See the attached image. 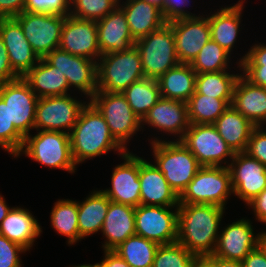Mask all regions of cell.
I'll use <instances>...</instances> for the list:
<instances>
[{"label": "cell", "mask_w": 266, "mask_h": 267, "mask_svg": "<svg viewBox=\"0 0 266 267\" xmlns=\"http://www.w3.org/2000/svg\"><path fill=\"white\" fill-rule=\"evenodd\" d=\"M225 210L212 204H179L177 242L198 258L212 255Z\"/></svg>", "instance_id": "obj_1"}, {"label": "cell", "mask_w": 266, "mask_h": 267, "mask_svg": "<svg viewBox=\"0 0 266 267\" xmlns=\"http://www.w3.org/2000/svg\"><path fill=\"white\" fill-rule=\"evenodd\" d=\"M71 153L76 165L97 156L117 151L127 152L112 136L103 115L88 101L81 109L76 124L69 133Z\"/></svg>", "instance_id": "obj_2"}, {"label": "cell", "mask_w": 266, "mask_h": 267, "mask_svg": "<svg viewBox=\"0 0 266 267\" xmlns=\"http://www.w3.org/2000/svg\"><path fill=\"white\" fill-rule=\"evenodd\" d=\"M150 141L154 164L179 197L202 166L180 141L162 140L158 137L151 138Z\"/></svg>", "instance_id": "obj_3"}, {"label": "cell", "mask_w": 266, "mask_h": 267, "mask_svg": "<svg viewBox=\"0 0 266 267\" xmlns=\"http://www.w3.org/2000/svg\"><path fill=\"white\" fill-rule=\"evenodd\" d=\"M98 91L122 93L133 83L142 80L141 56L136 45L124 51L106 53L97 61Z\"/></svg>", "instance_id": "obj_4"}, {"label": "cell", "mask_w": 266, "mask_h": 267, "mask_svg": "<svg viewBox=\"0 0 266 267\" xmlns=\"http://www.w3.org/2000/svg\"><path fill=\"white\" fill-rule=\"evenodd\" d=\"M22 154L49 169L58 168L71 174L77 170L72 158L68 133L41 130L34 136L29 134L24 138L23 146L16 158Z\"/></svg>", "instance_id": "obj_5"}, {"label": "cell", "mask_w": 266, "mask_h": 267, "mask_svg": "<svg viewBox=\"0 0 266 267\" xmlns=\"http://www.w3.org/2000/svg\"><path fill=\"white\" fill-rule=\"evenodd\" d=\"M231 194L228 167L202 166L179 196V204H212L225 209Z\"/></svg>", "instance_id": "obj_6"}, {"label": "cell", "mask_w": 266, "mask_h": 267, "mask_svg": "<svg viewBox=\"0 0 266 267\" xmlns=\"http://www.w3.org/2000/svg\"><path fill=\"white\" fill-rule=\"evenodd\" d=\"M141 56L144 77L157 80L169 69L180 64L172 27L166 23L160 29L135 41Z\"/></svg>", "instance_id": "obj_7"}, {"label": "cell", "mask_w": 266, "mask_h": 267, "mask_svg": "<svg viewBox=\"0 0 266 267\" xmlns=\"http://www.w3.org/2000/svg\"><path fill=\"white\" fill-rule=\"evenodd\" d=\"M103 115L113 138L126 150L127 143L141 128V120L132 111L122 93L97 91L89 100Z\"/></svg>", "instance_id": "obj_8"}, {"label": "cell", "mask_w": 266, "mask_h": 267, "mask_svg": "<svg viewBox=\"0 0 266 267\" xmlns=\"http://www.w3.org/2000/svg\"><path fill=\"white\" fill-rule=\"evenodd\" d=\"M180 142L201 166L228 167L235 155L213 124H190Z\"/></svg>", "instance_id": "obj_9"}, {"label": "cell", "mask_w": 266, "mask_h": 267, "mask_svg": "<svg viewBox=\"0 0 266 267\" xmlns=\"http://www.w3.org/2000/svg\"><path fill=\"white\" fill-rule=\"evenodd\" d=\"M87 102H82L72 97L71 94L39 98L36 105L34 129L69 134Z\"/></svg>", "instance_id": "obj_10"}, {"label": "cell", "mask_w": 266, "mask_h": 267, "mask_svg": "<svg viewBox=\"0 0 266 267\" xmlns=\"http://www.w3.org/2000/svg\"><path fill=\"white\" fill-rule=\"evenodd\" d=\"M66 16L22 12L14 19L22 27L25 38L39 58L59 47Z\"/></svg>", "instance_id": "obj_11"}, {"label": "cell", "mask_w": 266, "mask_h": 267, "mask_svg": "<svg viewBox=\"0 0 266 267\" xmlns=\"http://www.w3.org/2000/svg\"><path fill=\"white\" fill-rule=\"evenodd\" d=\"M177 223L178 207L141 204L135 207L136 235L159 245L177 242Z\"/></svg>", "instance_id": "obj_12"}, {"label": "cell", "mask_w": 266, "mask_h": 267, "mask_svg": "<svg viewBox=\"0 0 266 267\" xmlns=\"http://www.w3.org/2000/svg\"><path fill=\"white\" fill-rule=\"evenodd\" d=\"M44 59L57 68L67 79L70 89L83 93L89 101L98 91L97 62L72 55L59 48L47 54Z\"/></svg>", "instance_id": "obj_13"}, {"label": "cell", "mask_w": 266, "mask_h": 267, "mask_svg": "<svg viewBox=\"0 0 266 267\" xmlns=\"http://www.w3.org/2000/svg\"><path fill=\"white\" fill-rule=\"evenodd\" d=\"M0 97L9 107V121L15 129L25 138L34 129L37 95L31 90L29 84L23 79L1 83Z\"/></svg>", "instance_id": "obj_14"}, {"label": "cell", "mask_w": 266, "mask_h": 267, "mask_svg": "<svg viewBox=\"0 0 266 267\" xmlns=\"http://www.w3.org/2000/svg\"><path fill=\"white\" fill-rule=\"evenodd\" d=\"M229 161L233 195L247 205L266 188V166L245 152Z\"/></svg>", "instance_id": "obj_15"}, {"label": "cell", "mask_w": 266, "mask_h": 267, "mask_svg": "<svg viewBox=\"0 0 266 267\" xmlns=\"http://www.w3.org/2000/svg\"><path fill=\"white\" fill-rule=\"evenodd\" d=\"M58 48L97 62L101 56L97 22L72 15L66 16Z\"/></svg>", "instance_id": "obj_16"}, {"label": "cell", "mask_w": 266, "mask_h": 267, "mask_svg": "<svg viewBox=\"0 0 266 267\" xmlns=\"http://www.w3.org/2000/svg\"><path fill=\"white\" fill-rule=\"evenodd\" d=\"M124 163L113 168L111 188L101 191L110 201L133 207L140 205L139 156L125 152L120 156Z\"/></svg>", "instance_id": "obj_17"}, {"label": "cell", "mask_w": 266, "mask_h": 267, "mask_svg": "<svg viewBox=\"0 0 266 267\" xmlns=\"http://www.w3.org/2000/svg\"><path fill=\"white\" fill-rule=\"evenodd\" d=\"M253 229L252 222L246 218L224 226L218 235L213 255L226 260L242 261L259 245L261 233L255 234Z\"/></svg>", "instance_id": "obj_18"}, {"label": "cell", "mask_w": 266, "mask_h": 267, "mask_svg": "<svg viewBox=\"0 0 266 267\" xmlns=\"http://www.w3.org/2000/svg\"><path fill=\"white\" fill-rule=\"evenodd\" d=\"M168 24L173 30L179 62L190 64L211 39L207 14L206 17L204 15L198 18H182Z\"/></svg>", "instance_id": "obj_19"}, {"label": "cell", "mask_w": 266, "mask_h": 267, "mask_svg": "<svg viewBox=\"0 0 266 267\" xmlns=\"http://www.w3.org/2000/svg\"><path fill=\"white\" fill-rule=\"evenodd\" d=\"M149 125L155 130L163 131L170 136L173 135L180 141L189 128L188 105L180 100L161 97L158 102L148 111L141 120V128Z\"/></svg>", "instance_id": "obj_20"}, {"label": "cell", "mask_w": 266, "mask_h": 267, "mask_svg": "<svg viewBox=\"0 0 266 267\" xmlns=\"http://www.w3.org/2000/svg\"><path fill=\"white\" fill-rule=\"evenodd\" d=\"M0 35L8 51L13 72L22 78L40 60L14 18H0Z\"/></svg>", "instance_id": "obj_21"}, {"label": "cell", "mask_w": 266, "mask_h": 267, "mask_svg": "<svg viewBox=\"0 0 266 267\" xmlns=\"http://www.w3.org/2000/svg\"><path fill=\"white\" fill-rule=\"evenodd\" d=\"M140 204L178 207L179 197L152 162L139 157Z\"/></svg>", "instance_id": "obj_22"}, {"label": "cell", "mask_w": 266, "mask_h": 267, "mask_svg": "<svg viewBox=\"0 0 266 267\" xmlns=\"http://www.w3.org/2000/svg\"><path fill=\"white\" fill-rule=\"evenodd\" d=\"M231 106L255 127L266 124V88L251 84L242 75L234 85Z\"/></svg>", "instance_id": "obj_23"}, {"label": "cell", "mask_w": 266, "mask_h": 267, "mask_svg": "<svg viewBox=\"0 0 266 267\" xmlns=\"http://www.w3.org/2000/svg\"><path fill=\"white\" fill-rule=\"evenodd\" d=\"M96 22L101 55L124 51L135 45L126 16L119 6Z\"/></svg>", "instance_id": "obj_24"}, {"label": "cell", "mask_w": 266, "mask_h": 267, "mask_svg": "<svg viewBox=\"0 0 266 267\" xmlns=\"http://www.w3.org/2000/svg\"><path fill=\"white\" fill-rule=\"evenodd\" d=\"M101 233L105 236L103 251L114 250L135 235V207L110 201Z\"/></svg>", "instance_id": "obj_25"}, {"label": "cell", "mask_w": 266, "mask_h": 267, "mask_svg": "<svg viewBox=\"0 0 266 267\" xmlns=\"http://www.w3.org/2000/svg\"><path fill=\"white\" fill-rule=\"evenodd\" d=\"M245 0L234 5L221 7L214 14H208L211 40L217 42L230 55L240 34L241 16Z\"/></svg>", "instance_id": "obj_26"}, {"label": "cell", "mask_w": 266, "mask_h": 267, "mask_svg": "<svg viewBox=\"0 0 266 267\" xmlns=\"http://www.w3.org/2000/svg\"><path fill=\"white\" fill-rule=\"evenodd\" d=\"M41 234L42 227L38 220L27 208L21 206L12 207L0 224V235L19 244L27 251H30Z\"/></svg>", "instance_id": "obj_27"}, {"label": "cell", "mask_w": 266, "mask_h": 267, "mask_svg": "<svg viewBox=\"0 0 266 267\" xmlns=\"http://www.w3.org/2000/svg\"><path fill=\"white\" fill-rule=\"evenodd\" d=\"M118 6L123 10L132 38L138 39L149 35L167 22L161 10L142 0H119Z\"/></svg>", "instance_id": "obj_28"}, {"label": "cell", "mask_w": 266, "mask_h": 267, "mask_svg": "<svg viewBox=\"0 0 266 267\" xmlns=\"http://www.w3.org/2000/svg\"><path fill=\"white\" fill-rule=\"evenodd\" d=\"M22 78L38 98L70 94L68 92L71 89L66 77L44 58H40L38 63Z\"/></svg>", "instance_id": "obj_29"}, {"label": "cell", "mask_w": 266, "mask_h": 267, "mask_svg": "<svg viewBox=\"0 0 266 267\" xmlns=\"http://www.w3.org/2000/svg\"><path fill=\"white\" fill-rule=\"evenodd\" d=\"M219 135L234 153L245 152L255 126L230 106L214 123Z\"/></svg>", "instance_id": "obj_30"}, {"label": "cell", "mask_w": 266, "mask_h": 267, "mask_svg": "<svg viewBox=\"0 0 266 267\" xmlns=\"http://www.w3.org/2000/svg\"><path fill=\"white\" fill-rule=\"evenodd\" d=\"M84 199L82 202L78 201L77 221L80 241L102 230L110 203L108 197L101 190L91 191Z\"/></svg>", "instance_id": "obj_31"}, {"label": "cell", "mask_w": 266, "mask_h": 267, "mask_svg": "<svg viewBox=\"0 0 266 267\" xmlns=\"http://www.w3.org/2000/svg\"><path fill=\"white\" fill-rule=\"evenodd\" d=\"M196 76L190 64L180 63L169 69L157 79L161 97L187 103L195 92Z\"/></svg>", "instance_id": "obj_32"}, {"label": "cell", "mask_w": 266, "mask_h": 267, "mask_svg": "<svg viewBox=\"0 0 266 267\" xmlns=\"http://www.w3.org/2000/svg\"><path fill=\"white\" fill-rule=\"evenodd\" d=\"M52 208L51 227L58 234L68 238V245L76 244L79 241L78 201L59 199Z\"/></svg>", "instance_id": "obj_33"}, {"label": "cell", "mask_w": 266, "mask_h": 267, "mask_svg": "<svg viewBox=\"0 0 266 267\" xmlns=\"http://www.w3.org/2000/svg\"><path fill=\"white\" fill-rule=\"evenodd\" d=\"M122 94L140 120L161 98L158 81L149 78L133 83Z\"/></svg>", "instance_id": "obj_34"}, {"label": "cell", "mask_w": 266, "mask_h": 267, "mask_svg": "<svg viewBox=\"0 0 266 267\" xmlns=\"http://www.w3.org/2000/svg\"><path fill=\"white\" fill-rule=\"evenodd\" d=\"M232 99H214L196 91L187 102L190 124H213L230 106Z\"/></svg>", "instance_id": "obj_35"}, {"label": "cell", "mask_w": 266, "mask_h": 267, "mask_svg": "<svg viewBox=\"0 0 266 267\" xmlns=\"http://www.w3.org/2000/svg\"><path fill=\"white\" fill-rule=\"evenodd\" d=\"M158 247V243L135 234L127 238L113 251L123 258L130 267H152Z\"/></svg>", "instance_id": "obj_36"}, {"label": "cell", "mask_w": 266, "mask_h": 267, "mask_svg": "<svg viewBox=\"0 0 266 267\" xmlns=\"http://www.w3.org/2000/svg\"><path fill=\"white\" fill-rule=\"evenodd\" d=\"M240 75L230 73V70L197 74L195 91L214 99H232L234 85Z\"/></svg>", "instance_id": "obj_37"}, {"label": "cell", "mask_w": 266, "mask_h": 267, "mask_svg": "<svg viewBox=\"0 0 266 267\" xmlns=\"http://www.w3.org/2000/svg\"><path fill=\"white\" fill-rule=\"evenodd\" d=\"M231 55L217 42L209 40L190 63L196 74L228 71Z\"/></svg>", "instance_id": "obj_38"}, {"label": "cell", "mask_w": 266, "mask_h": 267, "mask_svg": "<svg viewBox=\"0 0 266 267\" xmlns=\"http://www.w3.org/2000/svg\"><path fill=\"white\" fill-rule=\"evenodd\" d=\"M237 68L240 74L251 84L266 88V44H254L249 51L242 56ZM241 71H243L241 73Z\"/></svg>", "instance_id": "obj_39"}, {"label": "cell", "mask_w": 266, "mask_h": 267, "mask_svg": "<svg viewBox=\"0 0 266 267\" xmlns=\"http://www.w3.org/2000/svg\"><path fill=\"white\" fill-rule=\"evenodd\" d=\"M198 257L178 242L159 245L152 267H192Z\"/></svg>", "instance_id": "obj_40"}, {"label": "cell", "mask_w": 266, "mask_h": 267, "mask_svg": "<svg viewBox=\"0 0 266 267\" xmlns=\"http://www.w3.org/2000/svg\"><path fill=\"white\" fill-rule=\"evenodd\" d=\"M119 0H71L70 15L87 20H100L118 6Z\"/></svg>", "instance_id": "obj_41"}, {"label": "cell", "mask_w": 266, "mask_h": 267, "mask_svg": "<svg viewBox=\"0 0 266 267\" xmlns=\"http://www.w3.org/2000/svg\"><path fill=\"white\" fill-rule=\"evenodd\" d=\"M24 143V137L9 121V107L0 97V148L16 157Z\"/></svg>", "instance_id": "obj_42"}, {"label": "cell", "mask_w": 266, "mask_h": 267, "mask_svg": "<svg viewBox=\"0 0 266 267\" xmlns=\"http://www.w3.org/2000/svg\"><path fill=\"white\" fill-rule=\"evenodd\" d=\"M71 0H26L24 11L29 13L69 16Z\"/></svg>", "instance_id": "obj_43"}, {"label": "cell", "mask_w": 266, "mask_h": 267, "mask_svg": "<svg viewBox=\"0 0 266 267\" xmlns=\"http://www.w3.org/2000/svg\"><path fill=\"white\" fill-rule=\"evenodd\" d=\"M26 249L0 235V267H22L20 254Z\"/></svg>", "instance_id": "obj_44"}, {"label": "cell", "mask_w": 266, "mask_h": 267, "mask_svg": "<svg viewBox=\"0 0 266 267\" xmlns=\"http://www.w3.org/2000/svg\"><path fill=\"white\" fill-rule=\"evenodd\" d=\"M245 153L266 166V129L263 126L252 130Z\"/></svg>", "instance_id": "obj_45"}, {"label": "cell", "mask_w": 266, "mask_h": 267, "mask_svg": "<svg viewBox=\"0 0 266 267\" xmlns=\"http://www.w3.org/2000/svg\"><path fill=\"white\" fill-rule=\"evenodd\" d=\"M190 0H163V17L165 21L171 22L173 20L182 19V18H198L202 15H196L188 10H185L188 6ZM190 6V5H189Z\"/></svg>", "instance_id": "obj_46"}, {"label": "cell", "mask_w": 266, "mask_h": 267, "mask_svg": "<svg viewBox=\"0 0 266 267\" xmlns=\"http://www.w3.org/2000/svg\"><path fill=\"white\" fill-rule=\"evenodd\" d=\"M19 77L13 72L9 62L8 51L0 35V84L10 82Z\"/></svg>", "instance_id": "obj_47"}, {"label": "cell", "mask_w": 266, "mask_h": 267, "mask_svg": "<svg viewBox=\"0 0 266 267\" xmlns=\"http://www.w3.org/2000/svg\"><path fill=\"white\" fill-rule=\"evenodd\" d=\"M26 0H0V18H14L24 12Z\"/></svg>", "instance_id": "obj_48"}, {"label": "cell", "mask_w": 266, "mask_h": 267, "mask_svg": "<svg viewBox=\"0 0 266 267\" xmlns=\"http://www.w3.org/2000/svg\"><path fill=\"white\" fill-rule=\"evenodd\" d=\"M247 206L252 208L255 219L258 222H262L266 218V188L258 194L253 200H251Z\"/></svg>", "instance_id": "obj_49"}, {"label": "cell", "mask_w": 266, "mask_h": 267, "mask_svg": "<svg viewBox=\"0 0 266 267\" xmlns=\"http://www.w3.org/2000/svg\"><path fill=\"white\" fill-rule=\"evenodd\" d=\"M241 262L243 267H266V254L258 245Z\"/></svg>", "instance_id": "obj_50"}, {"label": "cell", "mask_w": 266, "mask_h": 267, "mask_svg": "<svg viewBox=\"0 0 266 267\" xmlns=\"http://www.w3.org/2000/svg\"><path fill=\"white\" fill-rule=\"evenodd\" d=\"M101 267H130V265L113 250H104Z\"/></svg>", "instance_id": "obj_51"}, {"label": "cell", "mask_w": 266, "mask_h": 267, "mask_svg": "<svg viewBox=\"0 0 266 267\" xmlns=\"http://www.w3.org/2000/svg\"><path fill=\"white\" fill-rule=\"evenodd\" d=\"M203 259L211 266V267H243L241 261L237 260H226L220 257L212 255H208L203 257Z\"/></svg>", "instance_id": "obj_52"}, {"label": "cell", "mask_w": 266, "mask_h": 267, "mask_svg": "<svg viewBox=\"0 0 266 267\" xmlns=\"http://www.w3.org/2000/svg\"><path fill=\"white\" fill-rule=\"evenodd\" d=\"M12 207L7 205L5 198L0 194V224L3 219L7 216L8 212L11 210Z\"/></svg>", "instance_id": "obj_53"}, {"label": "cell", "mask_w": 266, "mask_h": 267, "mask_svg": "<svg viewBox=\"0 0 266 267\" xmlns=\"http://www.w3.org/2000/svg\"><path fill=\"white\" fill-rule=\"evenodd\" d=\"M142 1H145L149 4H153L154 6L158 7L163 15V0H142Z\"/></svg>", "instance_id": "obj_54"}, {"label": "cell", "mask_w": 266, "mask_h": 267, "mask_svg": "<svg viewBox=\"0 0 266 267\" xmlns=\"http://www.w3.org/2000/svg\"><path fill=\"white\" fill-rule=\"evenodd\" d=\"M259 246L263 249V251L266 254V232L260 234Z\"/></svg>", "instance_id": "obj_55"}, {"label": "cell", "mask_w": 266, "mask_h": 267, "mask_svg": "<svg viewBox=\"0 0 266 267\" xmlns=\"http://www.w3.org/2000/svg\"><path fill=\"white\" fill-rule=\"evenodd\" d=\"M192 267H211L203 258H198Z\"/></svg>", "instance_id": "obj_56"}, {"label": "cell", "mask_w": 266, "mask_h": 267, "mask_svg": "<svg viewBox=\"0 0 266 267\" xmlns=\"http://www.w3.org/2000/svg\"><path fill=\"white\" fill-rule=\"evenodd\" d=\"M72 267H101L99 263H95V264H81V265H75V266H72Z\"/></svg>", "instance_id": "obj_57"}, {"label": "cell", "mask_w": 266, "mask_h": 267, "mask_svg": "<svg viewBox=\"0 0 266 267\" xmlns=\"http://www.w3.org/2000/svg\"><path fill=\"white\" fill-rule=\"evenodd\" d=\"M261 223H263V224L266 225V218H265ZM264 232H266V231H262V232H260V233H264Z\"/></svg>", "instance_id": "obj_58"}]
</instances>
